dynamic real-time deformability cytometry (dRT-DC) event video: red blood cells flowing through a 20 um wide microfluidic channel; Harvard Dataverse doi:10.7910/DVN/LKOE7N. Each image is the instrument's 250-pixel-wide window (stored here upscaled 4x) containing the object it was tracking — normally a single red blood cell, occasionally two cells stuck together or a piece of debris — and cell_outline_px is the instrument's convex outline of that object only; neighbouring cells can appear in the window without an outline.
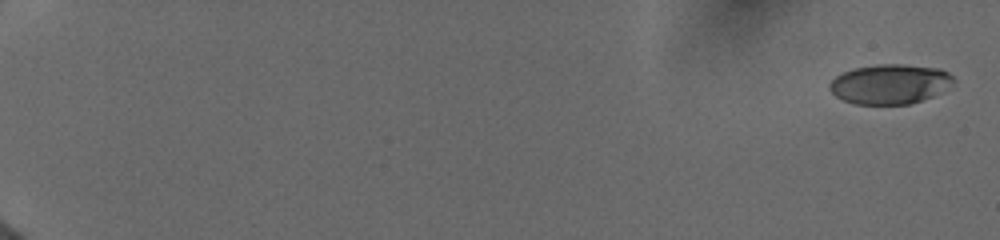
{"species": "human", "species_latin": "Homo sapiens", "temperature_condition": "cold", "stored_images_in_passage": 30, "camera_frame_rate_fps": 3000, "um_per_image_px": 0.085, "donor": {"sex": "female"}, "frame": {"image": 1, "passage_image": 1, "time_ms": 0.0, "image_size_px": [1000, 240], "cell_outline_px": [[956, 80], [932, 96], [908, 104], [856, 104], [844, 100], [836, 96], [828, 88], [828, 84], [836, 76], [844, 72], [856, 68], [880, 64], [904, 64], [940, 68], [948, 72]], "centroid_in_image_um": [75.62, 7.13], "position_along_channel_um": 9.4, "area_um2": 28.38}}
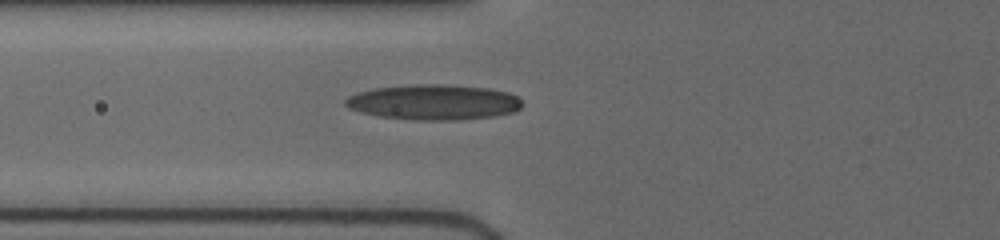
{"frame": {"image": 2, "passage_image": 21, "time_ms": 7.667, "image_size_px": [1000, 240], "cell_outline_px": [[520, 108], [512, 112], [492, 116], [460, 120], [412, 120], [380, 116], [360, 112], [348, 108], [344, 104], [344, 100], [348, 96], [360, 92], [376, 88], [408, 84], [444, 84], [488, 88], [508, 92], [516, 96], [520, 100]], "centroid_in_image_um": [36.83, 8.68], "position_along_channel_um": 89.0, "area_um2": 36.36}}
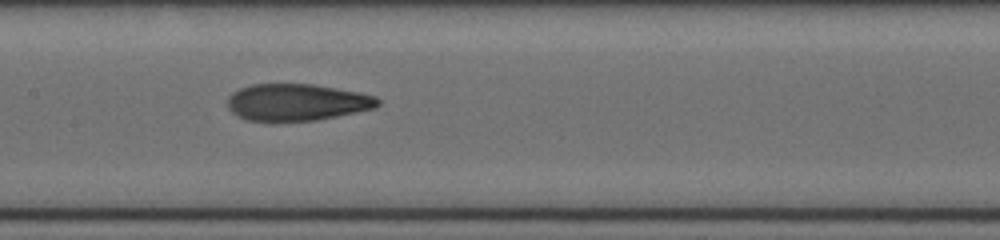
{"frame": {"image": 3, "passage_image": 29, "time_ms": 10.0, "image_size_px": [1000, 240], "cell_outline_px": [[380, 104], [376, 108], [316, 120], [272, 124], [248, 120], [236, 116], [228, 108], [228, 96], [232, 92], [240, 88], [252, 84], [312, 84], [360, 92], [376, 96], [380, 100]], "centroid_in_image_um": [25.2, 8.72], "position_along_channel_um": 182.2, "area_um2": 33.12}}